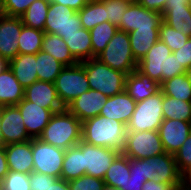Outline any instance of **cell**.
<instances>
[{
	"label": "cell",
	"mask_w": 191,
	"mask_h": 190,
	"mask_svg": "<svg viewBox=\"0 0 191 190\" xmlns=\"http://www.w3.org/2000/svg\"><path fill=\"white\" fill-rule=\"evenodd\" d=\"M127 127L123 123L98 115L82 122V141L122 152L127 137Z\"/></svg>",
	"instance_id": "obj_1"
},
{
	"label": "cell",
	"mask_w": 191,
	"mask_h": 190,
	"mask_svg": "<svg viewBox=\"0 0 191 190\" xmlns=\"http://www.w3.org/2000/svg\"><path fill=\"white\" fill-rule=\"evenodd\" d=\"M137 69L159 84L186 71L170 48L160 39L138 62Z\"/></svg>",
	"instance_id": "obj_2"
},
{
	"label": "cell",
	"mask_w": 191,
	"mask_h": 190,
	"mask_svg": "<svg viewBox=\"0 0 191 190\" xmlns=\"http://www.w3.org/2000/svg\"><path fill=\"white\" fill-rule=\"evenodd\" d=\"M39 139L67 150L82 140V122L66 108L55 112Z\"/></svg>",
	"instance_id": "obj_3"
},
{
	"label": "cell",
	"mask_w": 191,
	"mask_h": 190,
	"mask_svg": "<svg viewBox=\"0 0 191 190\" xmlns=\"http://www.w3.org/2000/svg\"><path fill=\"white\" fill-rule=\"evenodd\" d=\"M86 71L90 89L112 97L125 90L127 74L112 69L97 58L80 62Z\"/></svg>",
	"instance_id": "obj_4"
},
{
	"label": "cell",
	"mask_w": 191,
	"mask_h": 190,
	"mask_svg": "<svg viewBox=\"0 0 191 190\" xmlns=\"http://www.w3.org/2000/svg\"><path fill=\"white\" fill-rule=\"evenodd\" d=\"M96 58L112 69L127 75L132 73L138 64L131 51L129 35L122 30H118L114 34L105 49Z\"/></svg>",
	"instance_id": "obj_5"
},
{
	"label": "cell",
	"mask_w": 191,
	"mask_h": 190,
	"mask_svg": "<svg viewBox=\"0 0 191 190\" xmlns=\"http://www.w3.org/2000/svg\"><path fill=\"white\" fill-rule=\"evenodd\" d=\"M163 93L159 90L153 96L136 102L135 110L127 124L128 131H158L164 120Z\"/></svg>",
	"instance_id": "obj_6"
},
{
	"label": "cell",
	"mask_w": 191,
	"mask_h": 190,
	"mask_svg": "<svg viewBox=\"0 0 191 190\" xmlns=\"http://www.w3.org/2000/svg\"><path fill=\"white\" fill-rule=\"evenodd\" d=\"M54 83L59 101L64 108L90 89L86 71L80 62L65 66Z\"/></svg>",
	"instance_id": "obj_7"
},
{
	"label": "cell",
	"mask_w": 191,
	"mask_h": 190,
	"mask_svg": "<svg viewBox=\"0 0 191 190\" xmlns=\"http://www.w3.org/2000/svg\"><path fill=\"white\" fill-rule=\"evenodd\" d=\"M128 158L145 159L165 153L159 131H128L121 152Z\"/></svg>",
	"instance_id": "obj_8"
},
{
	"label": "cell",
	"mask_w": 191,
	"mask_h": 190,
	"mask_svg": "<svg viewBox=\"0 0 191 190\" xmlns=\"http://www.w3.org/2000/svg\"><path fill=\"white\" fill-rule=\"evenodd\" d=\"M33 172L61 178L65 150L45 143L39 138L32 139Z\"/></svg>",
	"instance_id": "obj_9"
},
{
	"label": "cell",
	"mask_w": 191,
	"mask_h": 190,
	"mask_svg": "<svg viewBox=\"0 0 191 190\" xmlns=\"http://www.w3.org/2000/svg\"><path fill=\"white\" fill-rule=\"evenodd\" d=\"M82 28V23L77 11L68 6L55 2H50L49 10L46 16L45 33L63 35H72Z\"/></svg>",
	"instance_id": "obj_10"
},
{
	"label": "cell",
	"mask_w": 191,
	"mask_h": 190,
	"mask_svg": "<svg viewBox=\"0 0 191 190\" xmlns=\"http://www.w3.org/2000/svg\"><path fill=\"white\" fill-rule=\"evenodd\" d=\"M77 146L83 152V167L86 175L103 179L115 158L121 153L118 150L94 146L80 141Z\"/></svg>",
	"instance_id": "obj_11"
},
{
	"label": "cell",
	"mask_w": 191,
	"mask_h": 190,
	"mask_svg": "<svg viewBox=\"0 0 191 190\" xmlns=\"http://www.w3.org/2000/svg\"><path fill=\"white\" fill-rule=\"evenodd\" d=\"M0 139L4 146L31 140L16 105L0 107Z\"/></svg>",
	"instance_id": "obj_12"
},
{
	"label": "cell",
	"mask_w": 191,
	"mask_h": 190,
	"mask_svg": "<svg viewBox=\"0 0 191 190\" xmlns=\"http://www.w3.org/2000/svg\"><path fill=\"white\" fill-rule=\"evenodd\" d=\"M162 21L161 13L146 9L134 0L123 14L118 30L129 33L138 28H159Z\"/></svg>",
	"instance_id": "obj_13"
},
{
	"label": "cell",
	"mask_w": 191,
	"mask_h": 190,
	"mask_svg": "<svg viewBox=\"0 0 191 190\" xmlns=\"http://www.w3.org/2000/svg\"><path fill=\"white\" fill-rule=\"evenodd\" d=\"M16 106L21 112L26 132L31 139L39 138L53 114L61 111L45 109L24 98Z\"/></svg>",
	"instance_id": "obj_14"
},
{
	"label": "cell",
	"mask_w": 191,
	"mask_h": 190,
	"mask_svg": "<svg viewBox=\"0 0 191 190\" xmlns=\"http://www.w3.org/2000/svg\"><path fill=\"white\" fill-rule=\"evenodd\" d=\"M23 23L20 17L0 16V56L8 62L18 54V38L21 34Z\"/></svg>",
	"instance_id": "obj_15"
},
{
	"label": "cell",
	"mask_w": 191,
	"mask_h": 190,
	"mask_svg": "<svg viewBox=\"0 0 191 190\" xmlns=\"http://www.w3.org/2000/svg\"><path fill=\"white\" fill-rule=\"evenodd\" d=\"M158 131L164 151L175 155L191 133V122L164 119Z\"/></svg>",
	"instance_id": "obj_16"
},
{
	"label": "cell",
	"mask_w": 191,
	"mask_h": 190,
	"mask_svg": "<svg viewBox=\"0 0 191 190\" xmlns=\"http://www.w3.org/2000/svg\"><path fill=\"white\" fill-rule=\"evenodd\" d=\"M108 98V96L97 90L89 89L65 108L83 122L86 119L98 116Z\"/></svg>",
	"instance_id": "obj_17"
},
{
	"label": "cell",
	"mask_w": 191,
	"mask_h": 190,
	"mask_svg": "<svg viewBox=\"0 0 191 190\" xmlns=\"http://www.w3.org/2000/svg\"><path fill=\"white\" fill-rule=\"evenodd\" d=\"M148 161L149 180L163 183H182L174 155L163 153L146 158Z\"/></svg>",
	"instance_id": "obj_18"
},
{
	"label": "cell",
	"mask_w": 191,
	"mask_h": 190,
	"mask_svg": "<svg viewBox=\"0 0 191 190\" xmlns=\"http://www.w3.org/2000/svg\"><path fill=\"white\" fill-rule=\"evenodd\" d=\"M24 99L49 110H63L55 83L37 80L24 88Z\"/></svg>",
	"instance_id": "obj_19"
},
{
	"label": "cell",
	"mask_w": 191,
	"mask_h": 190,
	"mask_svg": "<svg viewBox=\"0 0 191 190\" xmlns=\"http://www.w3.org/2000/svg\"><path fill=\"white\" fill-rule=\"evenodd\" d=\"M5 154L10 171L25 174L33 172L32 139L5 145Z\"/></svg>",
	"instance_id": "obj_20"
},
{
	"label": "cell",
	"mask_w": 191,
	"mask_h": 190,
	"mask_svg": "<svg viewBox=\"0 0 191 190\" xmlns=\"http://www.w3.org/2000/svg\"><path fill=\"white\" fill-rule=\"evenodd\" d=\"M136 101L124 90L106 100L99 115L115 119L127 126L135 110Z\"/></svg>",
	"instance_id": "obj_21"
},
{
	"label": "cell",
	"mask_w": 191,
	"mask_h": 190,
	"mask_svg": "<svg viewBox=\"0 0 191 190\" xmlns=\"http://www.w3.org/2000/svg\"><path fill=\"white\" fill-rule=\"evenodd\" d=\"M160 90V84L137 68L126 77L125 91L136 102L153 96Z\"/></svg>",
	"instance_id": "obj_22"
},
{
	"label": "cell",
	"mask_w": 191,
	"mask_h": 190,
	"mask_svg": "<svg viewBox=\"0 0 191 190\" xmlns=\"http://www.w3.org/2000/svg\"><path fill=\"white\" fill-rule=\"evenodd\" d=\"M9 68L24 88L38 80L36 54H18L9 61Z\"/></svg>",
	"instance_id": "obj_23"
},
{
	"label": "cell",
	"mask_w": 191,
	"mask_h": 190,
	"mask_svg": "<svg viewBox=\"0 0 191 190\" xmlns=\"http://www.w3.org/2000/svg\"><path fill=\"white\" fill-rule=\"evenodd\" d=\"M24 98V87L8 67L0 73V107L17 105Z\"/></svg>",
	"instance_id": "obj_24"
},
{
	"label": "cell",
	"mask_w": 191,
	"mask_h": 190,
	"mask_svg": "<svg viewBox=\"0 0 191 190\" xmlns=\"http://www.w3.org/2000/svg\"><path fill=\"white\" fill-rule=\"evenodd\" d=\"M132 54L139 62L159 40V28L136 29L128 33Z\"/></svg>",
	"instance_id": "obj_25"
},
{
	"label": "cell",
	"mask_w": 191,
	"mask_h": 190,
	"mask_svg": "<svg viewBox=\"0 0 191 190\" xmlns=\"http://www.w3.org/2000/svg\"><path fill=\"white\" fill-rule=\"evenodd\" d=\"M61 38L65 41L70 53L78 62L93 58L89 30L82 27L79 32L72 35H63Z\"/></svg>",
	"instance_id": "obj_26"
},
{
	"label": "cell",
	"mask_w": 191,
	"mask_h": 190,
	"mask_svg": "<svg viewBox=\"0 0 191 190\" xmlns=\"http://www.w3.org/2000/svg\"><path fill=\"white\" fill-rule=\"evenodd\" d=\"M41 50L53 56L64 66H72L78 63L70 53L65 41L56 34H44Z\"/></svg>",
	"instance_id": "obj_27"
},
{
	"label": "cell",
	"mask_w": 191,
	"mask_h": 190,
	"mask_svg": "<svg viewBox=\"0 0 191 190\" xmlns=\"http://www.w3.org/2000/svg\"><path fill=\"white\" fill-rule=\"evenodd\" d=\"M130 177V158L120 153L112 162L103 180L106 185L125 190Z\"/></svg>",
	"instance_id": "obj_28"
},
{
	"label": "cell",
	"mask_w": 191,
	"mask_h": 190,
	"mask_svg": "<svg viewBox=\"0 0 191 190\" xmlns=\"http://www.w3.org/2000/svg\"><path fill=\"white\" fill-rule=\"evenodd\" d=\"M85 174L82 150L77 145L65 150L61 178L69 182Z\"/></svg>",
	"instance_id": "obj_29"
},
{
	"label": "cell",
	"mask_w": 191,
	"mask_h": 190,
	"mask_svg": "<svg viewBox=\"0 0 191 190\" xmlns=\"http://www.w3.org/2000/svg\"><path fill=\"white\" fill-rule=\"evenodd\" d=\"M36 67L38 80L54 83L65 66L50 54L40 50L36 54Z\"/></svg>",
	"instance_id": "obj_30"
},
{
	"label": "cell",
	"mask_w": 191,
	"mask_h": 190,
	"mask_svg": "<svg viewBox=\"0 0 191 190\" xmlns=\"http://www.w3.org/2000/svg\"><path fill=\"white\" fill-rule=\"evenodd\" d=\"M50 0H35L20 16L25 26L44 31Z\"/></svg>",
	"instance_id": "obj_31"
},
{
	"label": "cell",
	"mask_w": 191,
	"mask_h": 190,
	"mask_svg": "<svg viewBox=\"0 0 191 190\" xmlns=\"http://www.w3.org/2000/svg\"><path fill=\"white\" fill-rule=\"evenodd\" d=\"M82 27L91 30L106 21V9L102 0H91L78 11Z\"/></svg>",
	"instance_id": "obj_32"
},
{
	"label": "cell",
	"mask_w": 191,
	"mask_h": 190,
	"mask_svg": "<svg viewBox=\"0 0 191 190\" xmlns=\"http://www.w3.org/2000/svg\"><path fill=\"white\" fill-rule=\"evenodd\" d=\"M160 91L182 101H191V84L185 73L162 82Z\"/></svg>",
	"instance_id": "obj_33"
},
{
	"label": "cell",
	"mask_w": 191,
	"mask_h": 190,
	"mask_svg": "<svg viewBox=\"0 0 191 190\" xmlns=\"http://www.w3.org/2000/svg\"><path fill=\"white\" fill-rule=\"evenodd\" d=\"M162 110L164 119L191 122V101H182L163 94Z\"/></svg>",
	"instance_id": "obj_34"
},
{
	"label": "cell",
	"mask_w": 191,
	"mask_h": 190,
	"mask_svg": "<svg viewBox=\"0 0 191 190\" xmlns=\"http://www.w3.org/2000/svg\"><path fill=\"white\" fill-rule=\"evenodd\" d=\"M45 32L23 24L18 38L19 54H37L42 49Z\"/></svg>",
	"instance_id": "obj_35"
},
{
	"label": "cell",
	"mask_w": 191,
	"mask_h": 190,
	"mask_svg": "<svg viewBox=\"0 0 191 190\" xmlns=\"http://www.w3.org/2000/svg\"><path fill=\"white\" fill-rule=\"evenodd\" d=\"M162 20L185 36L191 37V9L189 7L171 8Z\"/></svg>",
	"instance_id": "obj_36"
},
{
	"label": "cell",
	"mask_w": 191,
	"mask_h": 190,
	"mask_svg": "<svg viewBox=\"0 0 191 190\" xmlns=\"http://www.w3.org/2000/svg\"><path fill=\"white\" fill-rule=\"evenodd\" d=\"M118 31V27L105 21L89 30L93 49V58H96L107 46L108 42Z\"/></svg>",
	"instance_id": "obj_37"
},
{
	"label": "cell",
	"mask_w": 191,
	"mask_h": 190,
	"mask_svg": "<svg viewBox=\"0 0 191 190\" xmlns=\"http://www.w3.org/2000/svg\"><path fill=\"white\" fill-rule=\"evenodd\" d=\"M159 39L170 48L171 52H174L185 45L189 37L162 21L159 27Z\"/></svg>",
	"instance_id": "obj_38"
},
{
	"label": "cell",
	"mask_w": 191,
	"mask_h": 190,
	"mask_svg": "<svg viewBox=\"0 0 191 190\" xmlns=\"http://www.w3.org/2000/svg\"><path fill=\"white\" fill-rule=\"evenodd\" d=\"M106 9V21L119 27L121 18L134 0H102Z\"/></svg>",
	"instance_id": "obj_39"
},
{
	"label": "cell",
	"mask_w": 191,
	"mask_h": 190,
	"mask_svg": "<svg viewBox=\"0 0 191 190\" xmlns=\"http://www.w3.org/2000/svg\"><path fill=\"white\" fill-rule=\"evenodd\" d=\"M2 190H31L29 174L9 170L2 179Z\"/></svg>",
	"instance_id": "obj_40"
},
{
	"label": "cell",
	"mask_w": 191,
	"mask_h": 190,
	"mask_svg": "<svg viewBox=\"0 0 191 190\" xmlns=\"http://www.w3.org/2000/svg\"><path fill=\"white\" fill-rule=\"evenodd\" d=\"M70 190H103L106 186L103 179L82 175L68 182Z\"/></svg>",
	"instance_id": "obj_41"
},
{
	"label": "cell",
	"mask_w": 191,
	"mask_h": 190,
	"mask_svg": "<svg viewBox=\"0 0 191 190\" xmlns=\"http://www.w3.org/2000/svg\"><path fill=\"white\" fill-rule=\"evenodd\" d=\"M174 157L181 175L191 170V133Z\"/></svg>",
	"instance_id": "obj_42"
},
{
	"label": "cell",
	"mask_w": 191,
	"mask_h": 190,
	"mask_svg": "<svg viewBox=\"0 0 191 190\" xmlns=\"http://www.w3.org/2000/svg\"><path fill=\"white\" fill-rule=\"evenodd\" d=\"M35 0H2L4 15L20 17Z\"/></svg>",
	"instance_id": "obj_43"
},
{
	"label": "cell",
	"mask_w": 191,
	"mask_h": 190,
	"mask_svg": "<svg viewBox=\"0 0 191 190\" xmlns=\"http://www.w3.org/2000/svg\"><path fill=\"white\" fill-rule=\"evenodd\" d=\"M57 179V177L48 176L38 172H32L29 174L30 188L31 190H49L51 185Z\"/></svg>",
	"instance_id": "obj_44"
},
{
	"label": "cell",
	"mask_w": 191,
	"mask_h": 190,
	"mask_svg": "<svg viewBox=\"0 0 191 190\" xmlns=\"http://www.w3.org/2000/svg\"><path fill=\"white\" fill-rule=\"evenodd\" d=\"M130 176L137 179L149 180V170L147 159L130 158Z\"/></svg>",
	"instance_id": "obj_45"
},
{
	"label": "cell",
	"mask_w": 191,
	"mask_h": 190,
	"mask_svg": "<svg viewBox=\"0 0 191 190\" xmlns=\"http://www.w3.org/2000/svg\"><path fill=\"white\" fill-rule=\"evenodd\" d=\"M185 69L191 67V37L180 49L172 52Z\"/></svg>",
	"instance_id": "obj_46"
},
{
	"label": "cell",
	"mask_w": 191,
	"mask_h": 190,
	"mask_svg": "<svg viewBox=\"0 0 191 190\" xmlns=\"http://www.w3.org/2000/svg\"><path fill=\"white\" fill-rule=\"evenodd\" d=\"M181 184L182 183H159L154 180H147L142 186V190H178Z\"/></svg>",
	"instance_id": "obj_47"
},
{
	"label": "cell",
	"mask_w": 191,
	"mask_h": 190,
	"mask_svg": "<svg viewBox=\"0 0 191 190\" xmlns=\"http://www.w3.org/2000/svg\"><path fill=\"white\" fill-rule=\"evenodd\" d=\"M146 9L161 13L166 5L167 0H136Z\"/></svg>",
	"instance_id": "obj_48"
},
{
	"label": "cell",
	"mask_w": 191,
	"mask_h": 190,
	"mask_svg": "<svg viewBox=\"0 0 191 190\" xmlns=\"http://www.w3.org/2000/svg\"><path fill=\"white\" fill-rule=\"evenodd\" d=\"M90 1L91 0H50V2H55L64 6H68L69 8H72L77 12Z\"/></svg>",
	"instance_id": "obj_49"
},
{
	"label": "cell",
	"mask_w": 191,
	"mask_h": 190,
	"mask_svg": "<svg viewBox=\"0 0 191 190\" xmlns=\"http://www.w3.org/2000/svg\"><path fill=\"white\" fill-rule=\"evenodd\" d=\"M9 172L8 163L5 154V146H0V179H3Z\"/></svg>",
	"instance_id": "obj_50"
},
{
	"label": "cell",
	"mask_w": 191,
	"mask_h": 190,
	"mask_svg": "<svg viewBox=\"0 0 191 190\" xmlns=\"http://www.w3.org/2000/svg\"><path fill=\"white\" fill-rule=\"evenodd\" d=\"M178 7H188V0H167L166 5L161 12L162 17L171 9Z\"/></svg>",
	"instance_id": "obj_51"
},
{
	"label": "cell",
	"mask_w": 191,
	"mask_h": 190,
	"mask_svg": "<svg viewBox=\"0 0 191 190\" xmlns=\"http://www.w3.org/2000/svg\"><path fill=\"white\" fill-rule=\"evenodd\" d=\"M145 181H147V179H137L130 176L126 182L125 190H142Z\"/></svg>",
	"instance_id": "obj_52"
},
{
	"label": "cell",
	"mask_w": 191,
	"mask_h": 190,
	"mask_svg": "<svg viewBox=\"0 0 191 190\" xmlns=\"http://www.w3.org/2000/svg\"><path fill=\"white\" fill-rule=\"evenodd\" d=\"M49 190H70L69 184L67 181L62 178H58L52 185Z\"/></svg>",
	"instance_id": "obj_53"
},
{
	"label": "cell",
	"mask_w": 191,
	"mask_h": 190,
	"mask_svg": "<svg viewBox=\"0 0 191 190\" xmlns=\"http://www.w3.org/2000/svg\"><path fill=\"white\" fill-rule=\"evenodd\" d=\"M182 185L191 189V170L182 175Z\"/></svg>",
	"instance_id": "obj_54"
},
{
	"label": "cell",
	"mask_w": 191,
	"mask_h": 190,
	"mask_svg": "<svg viewBox=\"0 0 191 190\" xmlns=\"http://www.w3.org/2000/svg\"><path fill=\"white\" fill-rule=\"evenodd\" d=\"M9 67V62L0 56V73H2L6 68Z\"/></svg>",
	"instance_id": "obj_55"
},
{
	"label": "cell",
	"mask_w": 191,
	"mask_h": 190,
	"mask_svg": "<svg viewBox=\"0 0 191 190\" xmlns=\"http://www.w3.org/2000/svg\"><path fill=\"white\" fill-rule=\"evenodd\" d=\"M185 74H186V76H187V78H188V80H189V82L191 84V67L186 69Z\"/></svg>",
	"instance_id": "obj_56"
},
{
	"label": "cell",
	"mask_w": 191,
	"mask_h": 190,
	"mask_svg": "<svg viewBox=\"0 0 191 190\" xmlns=\"http://www.w3.org/2000/svg\"><path fill=\"white\" fill-rule=\"evenodd\" d=\"M103 190H121L120 188L106 185Z\"/></svg>",
	"instance_id": "obj_57"
},
{
	"label": "cell",
	"mask_w": 191,
	"mask_h": 190,
	"mask_svg": "<svg viewBox=\"0 0 191 190\" xmlns=\"http://www.w3.org/2000/svg\"><path fill=\"white\" fill-rule=\"evenodd\" d=\"M178 190H191L189 187H184L182 184L178 187Z\"/></svg>",
	"instance_id": "obj_58"
},
{
	"label": "cell",
	"mask_w": 191,
	"mask_h": 190,
	"mask_svg": "<svg viewBox=\"0 0 191 190\" xmlns=\"http://www.w3.org/2000/svg\"><path fill=\"white\" fill-rule=\"evenodd\" d=\"M3 14V11H2V0H0V16Z\"/></svg>",
	"instance_id": "obj_59"
},
{
	"label": "cell",
	"mask_w": 191,
	"mask_h": 190,
	"mask_svg": "<svg viewBox=\"0 0 191 190\" xmlns=\"http://www.w3.org/2000/svg\"><path fill=\"white\" fill-rule=\"evenodd\" d=\"M188 7L191 9V0H188Z\"/></svg>",
	"instance_id": "obj_60"
},
{
	"label": "cell",
	"mask_w": 191,
	"mask_h": 190,
	"mask_svg": "<svg viewBox=\"0 0 191 190\" xmlns=\"http://www.w3.org/2000/svg\"><path fill=\"white\" fill-rule=\"evenodd\" d=\"M0 190H2V179H0Z\"/></svg>",
	"instance_id": "obj_61"
}]
</instances>
